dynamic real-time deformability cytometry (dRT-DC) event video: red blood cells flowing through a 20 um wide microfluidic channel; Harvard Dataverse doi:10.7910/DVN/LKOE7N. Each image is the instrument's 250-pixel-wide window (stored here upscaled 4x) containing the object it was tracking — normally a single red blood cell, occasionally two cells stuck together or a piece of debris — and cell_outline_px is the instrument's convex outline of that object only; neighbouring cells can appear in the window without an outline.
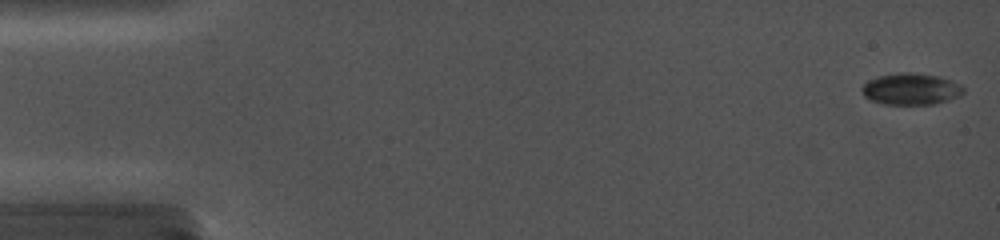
{"species": "common noctule bat (a hibernating species)", "species_latin": "Nyctalus noctula", "temperature_condition": "cold", "stored_images_in_passage": 60, "camera_frame_rate_fps": 5000, "um_per_image_px": 0.085, "animal": {"sex": "female", "body_mass_g": 19.0, "forearm_length_mm": 56.7}, "frame": {"image": 1, "passage_image": 1, "time_ms": 0.0, "image_size_px": [1000, 240], "cell_outline_px": [[964, 92], [960, 96], [948, 100], [932, 104], [884, 104], [872, 100], [864, 96], [860, 88], [868, 80], [876, 76], [900, 72], [912, 72], [936, 76], [960, 84], [964, 88]], "centroid_in_image_um": [77.4, 7.56], "position_along_channel_um": 7.6, "area_um2": 18.61}}
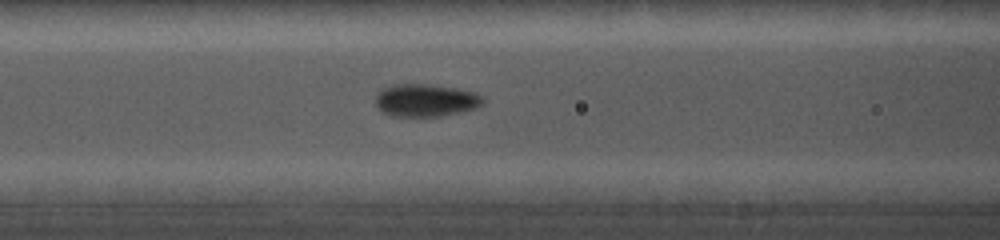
{"frame": {"image": 2, "passage_image": 26, "time_ms": 7.0, "image_size_px": [1000, 240], "cell_outline_px": [[484, 100], [476, 108], [440, 116], [392, 116], [380, 112], [376, 104], [376, 96], [384, 88], [392, 84], [428, 84], [456, 88], [476, 92], [484, 96]], "centroid_in_image_um": [36.18, 8.52], "position_along_channel_um": 130.4, "area_um2": 20.4}}
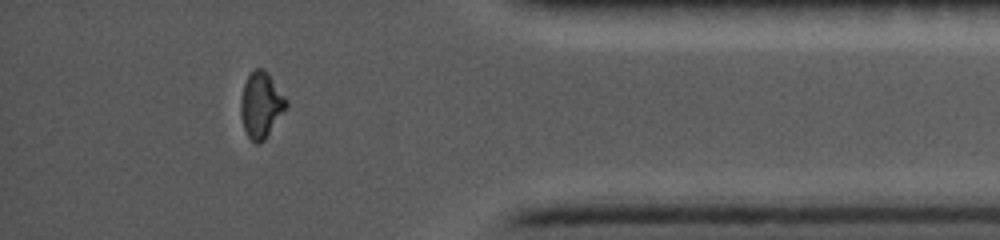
{"frame": {"image": 3, "passage_image": 54, "time_ms": 14.8, "image_size_px": [1000, 240], "cell_outline_px": [[288, 104], [264, 140], [256, 144], [248, 136], [244, 128], [240, 116], [240, 100], [244, 84], [248, 76], [256, 68], [264, 68], [268, 72], [288, 100]], "centroid_in_image_um": [22.18, 8.89], "position_along_channel_um": 413.0, "area_um2": 17.28}}